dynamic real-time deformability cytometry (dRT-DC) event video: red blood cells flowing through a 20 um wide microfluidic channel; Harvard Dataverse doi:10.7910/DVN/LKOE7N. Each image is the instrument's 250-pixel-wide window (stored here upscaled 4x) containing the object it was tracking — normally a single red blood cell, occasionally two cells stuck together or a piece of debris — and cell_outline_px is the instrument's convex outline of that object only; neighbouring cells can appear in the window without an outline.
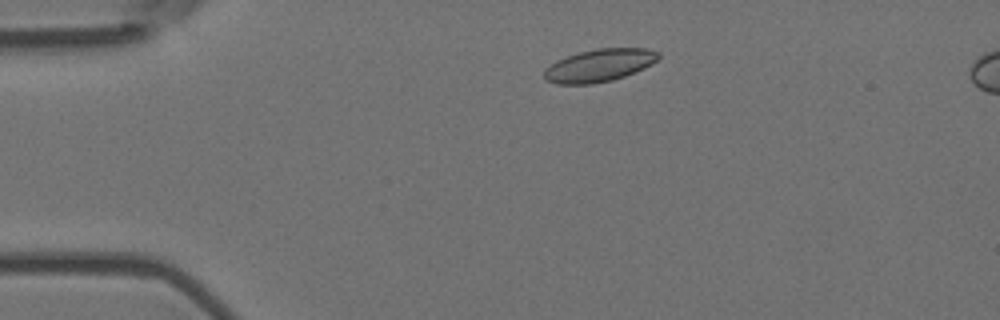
{"species": "Egyptian fruit bat (a non-hibernating species)", "species_latin": "Rousettus aegyptiacus", "temperature_condition": "room temperature", "stored_images_in_passage": 4, "camera_frame_rate_fps": 3000, "um_per_image_px": 0.085, "animal": {"sex": "female"}, "frame": {"image": 1, "passage_image": 2, "time_ms": 0.333, "image_size_px": [1000, 320], "cell_outline_px": [[660, 56], [652, 64], [644, 68], [624, 76], [612, 80], [592, 84], [556, 84], [544, 80], [544, 68], [556, 60], [580, 52], [596, 48], [648, 48], [660, 52]], "centroid_in_image_um": [50.92, 5.56], "position_along_channel_um": 34.1, "area_um2": 21.85}}